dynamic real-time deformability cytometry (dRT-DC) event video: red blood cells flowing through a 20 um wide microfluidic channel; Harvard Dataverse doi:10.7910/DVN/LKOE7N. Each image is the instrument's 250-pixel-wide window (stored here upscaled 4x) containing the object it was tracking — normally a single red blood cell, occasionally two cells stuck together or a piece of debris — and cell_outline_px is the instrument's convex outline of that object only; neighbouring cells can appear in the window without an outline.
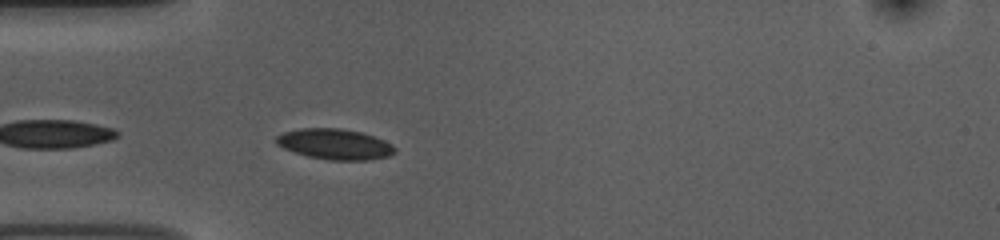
{"species": "common noctule bat (a hibernating species)", "species_latin": "Nyctalus noctula", "temperature_condition": "room temperature", "stored_images_in_passage": 12, "camera_frame_rate_fps": 3000, "um_per_image_px": 0.085, "animal": {"sex": "female", "body_mass_g": 10.0, "forearm_length_mm": 53.1}, "frame": {"image": 1, "passage_image": 3, "time_ms": 0.667, "image_size_px": [1000, 240], "cell_outline_px": [[396, 152], [388, 156], [368, 160], [328, 160], [308, 156], [284, 148], [276, 144], [276, 136], [284, 132], [300, 128], [340, 128], [360, 132], [384, 140], [392, 144], [396, 148]], "centroid_in_image_um": [28.47, 12.25], "position_along_channel_um": 56.5, "area_um2": 21.04}}